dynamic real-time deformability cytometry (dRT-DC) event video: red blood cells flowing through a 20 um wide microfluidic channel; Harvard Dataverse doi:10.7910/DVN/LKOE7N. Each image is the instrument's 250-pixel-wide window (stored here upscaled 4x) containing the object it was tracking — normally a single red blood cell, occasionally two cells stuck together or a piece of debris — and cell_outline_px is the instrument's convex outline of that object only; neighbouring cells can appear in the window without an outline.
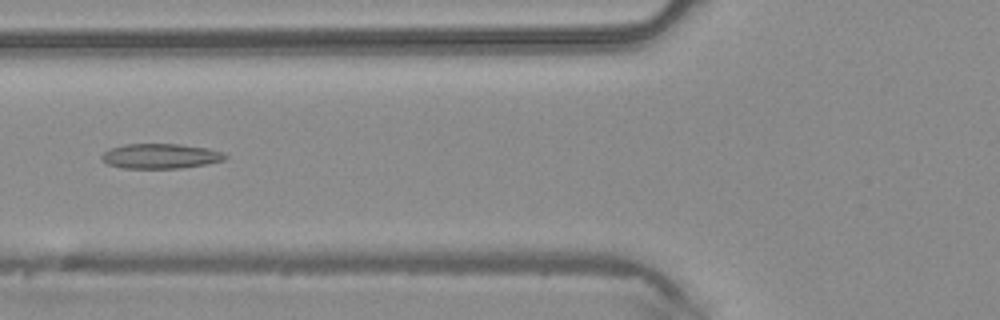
{"species": "common noctule bat (a hibernating species)", "species_latin": "Nyctalus noctula", "temperature_condition": "warm", "stored_images_in_passage": 46, "camera_frame_rate_fps": 3000, "um_per_image_px": 0.085, "animal": {"sex": "male", "body_mass_g": 20.4}, "frame": {"image": 1, "passage_image": 18, "time_ms": 5.667, "image_size_px": [1000, 320], "cell_outline_px": [[228, 156], [224, 160], [208, 164], [180, 168], [124, 168], [108, 164], [100, 156], [108, 148], [124, 144], [180, 144], [208, 148], [224, 152]], "centroid_in_image_um": [13.67, 13.26], "position_along_channel_um": 112.1, "area_um2": 18.03}}
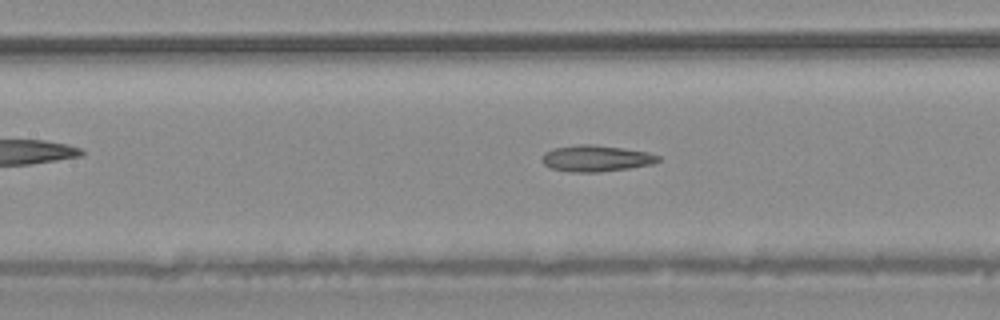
{"frame": {"image": 2, "passage_image": 21, "time_ms": 6.667, "image_size_px": [1000, 320], "cell_outline_px": [[660, 160], [652, 164], [628, 168], [600, 172], [568, 172], [548, 168], [540, 160], [544, 152], [552, 148], [580, 144], [592, 144], [648, 152], [660, 156]], "centroid_in_image_um": [50.6, 13.47], "position_along_channel_um": 156.8, "area_um2": 17.92}}
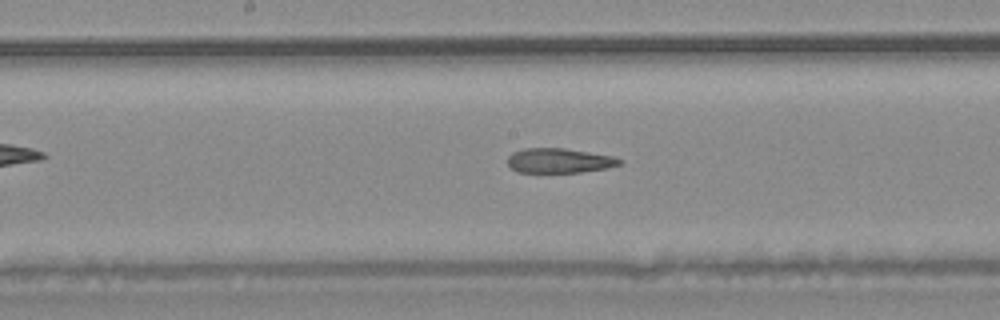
{"frame": {"image": 3, "passage_image": 24, "time_ms": 7.667, "image_size_px": [1000, 320], "cell_outline_px": [[624, 160], [620, 164], [608, 168], [580, 172], [516, 172], [508, 164], [508, 156], [512, 152], [524, 148], [564, 148], [612, 156]], "centroid_in_image_um": [47.52, 13.65], "position_along_channel_um": 200.7, "area_um2": 16.07}}